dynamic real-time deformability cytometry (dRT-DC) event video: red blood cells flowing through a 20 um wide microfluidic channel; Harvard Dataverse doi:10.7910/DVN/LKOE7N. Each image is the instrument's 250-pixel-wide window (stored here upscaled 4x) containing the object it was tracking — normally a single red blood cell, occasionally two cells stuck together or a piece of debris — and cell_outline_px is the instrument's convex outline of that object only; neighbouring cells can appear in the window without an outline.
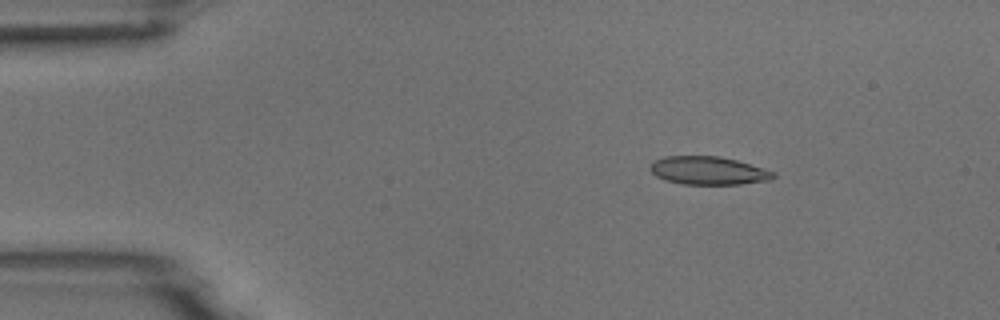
{"species": "common noctule bat (a hibernating species)", "species_latin": "Nyctalus noctula", "temperature_condition": "room temperature", "stored_images_in_passage": 3, "camera_frame_rate_fps": 3000, "um_per_image_px": 0.085, "animal": {"sex": "male", "body_mass_g": 18.8}, "frame": {"image": 1, "passage_image": 1, "time_ms": 0.0, "image_size_px": [1000, 320], "cell_outline_px": [[776, 176], [772, 180], [740, 184], [680, 184], [664, 180], [656, 176], [648, 168], [656, 160], [664, 156], [720, 156], [736, 160], [776, 172]], "centroid_in_image_um": [60.22, 14.51], "position_along_channel_um": 24.8, "area_um2": 20.29}}